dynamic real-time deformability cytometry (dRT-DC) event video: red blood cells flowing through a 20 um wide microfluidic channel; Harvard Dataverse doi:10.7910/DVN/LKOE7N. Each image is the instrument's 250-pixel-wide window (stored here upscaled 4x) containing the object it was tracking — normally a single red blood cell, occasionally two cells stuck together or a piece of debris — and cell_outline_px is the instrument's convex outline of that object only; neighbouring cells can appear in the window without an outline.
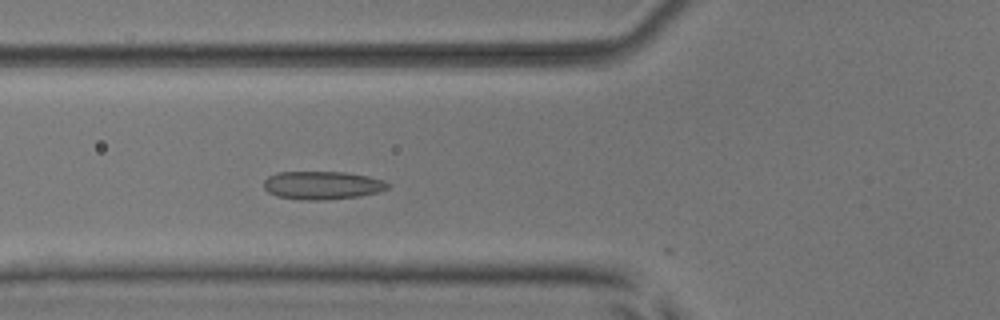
{"species": "common noctule bat (a hibernating species)", "species_latin": "Nyctalus noctula", "temperature_condition": "room temperature", "stored_images_in_passage": 49, "camera_frame_rate_fps": 3000, "um_per_image_px": 0.085, "animal": {"sex": "male", "body_mass_g": 17.9, "forearm_length_mm": 54.2}, "frame": {"image": 1, "passage_image": 18, "time_ms": 5.667, "image_size_px": [1000, 320], "cell_outline_px": [[392, 184], [388, 188], [380, 192], [360, 196], [320, 200], [304, 200], [276, 196], [268, 192], [264, 188], [264, 180], [268, 176], [276, 172], [344, 172], [368, 176], [384, 180]], "centroid_in_image_um": [27.41, 15.74], "position_along_channel_um": 98.4, "area_um2": 20.52}}
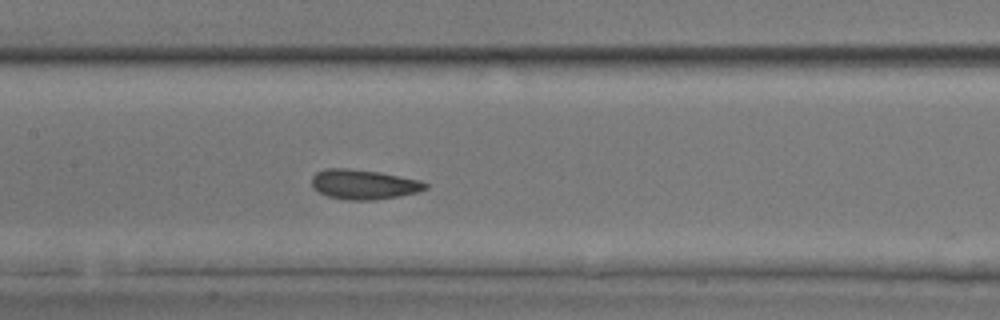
{"frame": {"image": 2, "passage_image": 24, "time_ms": 7.667, "image_size_px": [1000, 320], "cell_outline_px": [[428, 188], [420, 192], [400, 196], [372, 200], [344, 200], [328, 196], [312, 188], [312, 176], [316, 172], [328, 168], [348, 168], [380, 172], [420, 180], [428, 184]], "centroid_in_image_um": [30.93, 15.67], "position_along_channel_um": 176.5, "area_um2": 19.88}}
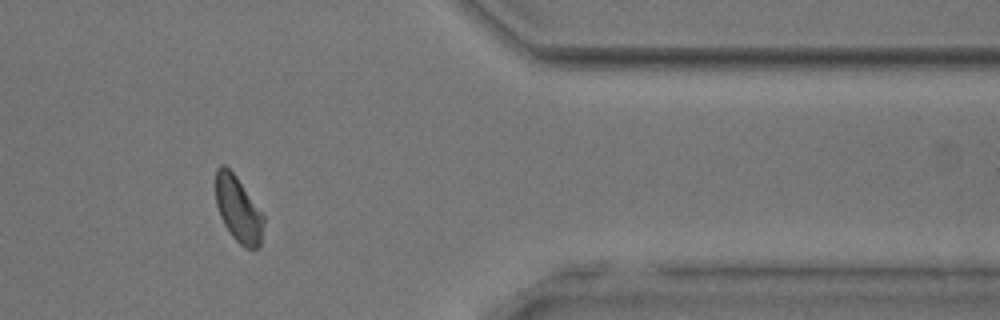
{"frame": {"image": 3, "passage_image": 42, "time_ms": 13.667, "image_size_px": [1000, 320], "cell_outline_px": [[264, 224], [260, 244], [256, 248], [244, 248], [232, 236], [224, 224], [220, 216], [216, 204], [216, 168], [220, 164], [224, 164], [236, 176], [264, 216]], "centroid_in_image_um": [20.24, 17.79], "position_along_channel_um": 391.2, "area_um2": 18.15}, "authors_computed_cell_mechanics": {"area_um2": 19.652, "velocity_mm_per_s": 3.911, "shape_relaxation_time_tau1_ms": 4.1395, "shape_relaxation_time_tau2_ms": 1.7768, "deformation_change_tau1": 0.0972, "deformation_change_tau2": 0.0677}}